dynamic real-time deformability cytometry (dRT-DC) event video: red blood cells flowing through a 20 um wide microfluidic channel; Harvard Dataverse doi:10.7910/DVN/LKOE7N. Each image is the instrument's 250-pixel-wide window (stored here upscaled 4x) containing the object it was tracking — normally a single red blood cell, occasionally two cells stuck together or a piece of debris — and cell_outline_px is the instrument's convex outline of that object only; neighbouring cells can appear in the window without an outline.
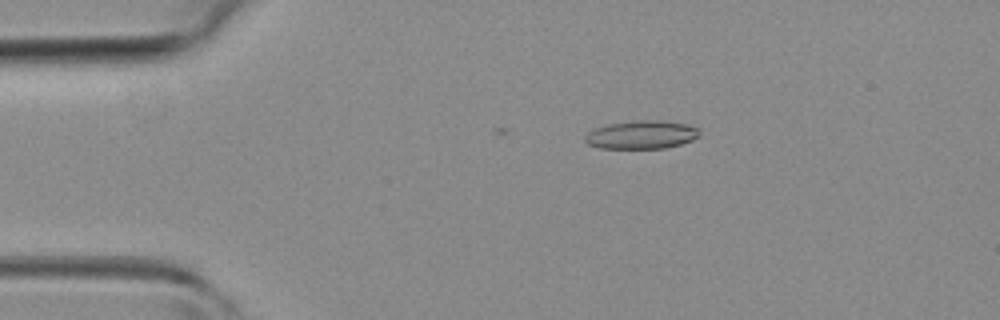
{"species": "common noctule bat (a hibernating species)", "species_latin": "Nyctalus noctula", "temperature_condition": "room temperature", "stored_images_in_passage": 11, "camera_frame_rate_fps": 3000, "um_per_image_px": 0.085, "animal": {"sex": "female", "body_mass_g": 19.3, "forearm_length_mm": 54.1}, "frame": {"image": 1, "passage_image": 8, "time_ms": 2.333, "image_size_px": [1000, 320], "cell_outline_px": [[700, 136], [692, 140], [680, 144], [664, 148], [600, 148], [588, 144], [584, 140], [584, 136], [588, 132], [596, 128], [608, 124], [636, 120], [660, 120], [688, 124], [696, 128], [700, 132]], "centroid_in_image_um": [54.53, 11.45], "position_along_channel_um": 30.5, "area_um2": 18.84}}